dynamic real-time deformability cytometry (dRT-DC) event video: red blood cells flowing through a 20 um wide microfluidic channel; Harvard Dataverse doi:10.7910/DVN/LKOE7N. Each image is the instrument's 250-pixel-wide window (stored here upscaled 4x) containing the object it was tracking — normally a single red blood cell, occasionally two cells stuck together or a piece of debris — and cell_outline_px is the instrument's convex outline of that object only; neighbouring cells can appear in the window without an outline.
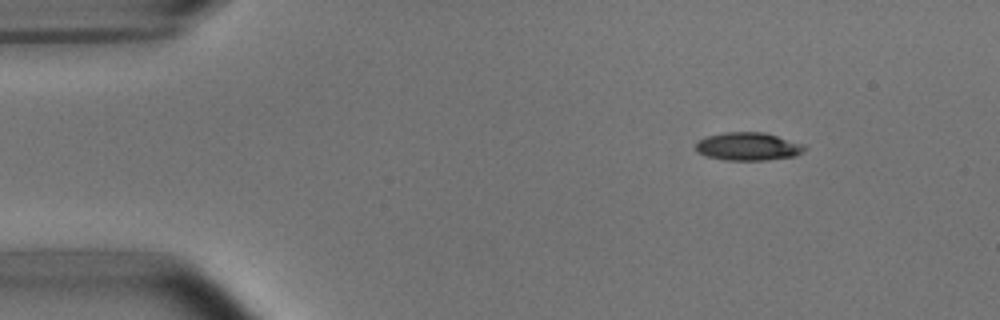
{"species": "common noctule bat (a hibernating species)", "species_latin": "Nyctalus noctula", "temperature_condition": "room temperature", "stored_images_in_passage": 6, "camera_frame_rate_fps": 3000, "um_per_image_px": 0.085, "animal": {"sex": "male", "body_mass_g": 15.6}, "frame": {"image": 1, "passage_image": 1, "time_ms": 0.0, "image_size_px": [1000, 320], "cell_outline_px": [[808, 148], [804, 152], [796, 156], [764, 160], [724, 160], [708, 156], [696, 152], [696, 144], [700, 140], [708, 136], [724, 132], [764, 132], [804, 144]], "centroid_in_image_um": [63.63, 12.45], "position_along_channel_um": 21.4, "area_um2": 17.8}}